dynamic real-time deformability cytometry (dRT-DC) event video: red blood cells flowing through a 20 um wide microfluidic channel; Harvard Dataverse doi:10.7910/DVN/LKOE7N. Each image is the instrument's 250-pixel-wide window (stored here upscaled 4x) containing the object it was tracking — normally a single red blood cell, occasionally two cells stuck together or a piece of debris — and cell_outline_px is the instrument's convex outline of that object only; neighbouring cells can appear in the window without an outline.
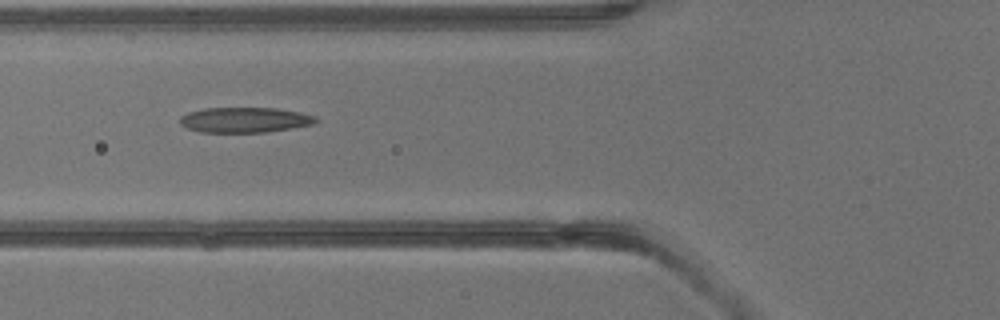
{"species": "common noctule bat (a hibernating species)", "species_latin": "Nyctalus noctula", "temperature_condition": "warm", "stored_images_in_passage": 4, "camera_frame_rate_fps": 3000, "um_per_image_px": 0.085, "animal": {"sex": "male", "body_mass_g": 13.3}, "frame": {"image": 1, "passage_image": 3, "time_ms": 2.333, "image_size_px": [1000, 320], "cell_outline_px": [[320, 120], [312, 124], [292, 128], [268, 132], [200, 132], [188, 128], [180, 124], [180, 116], [188, 112], [204, 108], [276, 108], [300, 112], [316, 116]], "centroid_in_image_um": [20.82, 10.19], "position_along_channel_um": 105.0, "area_um2": 20.06}}
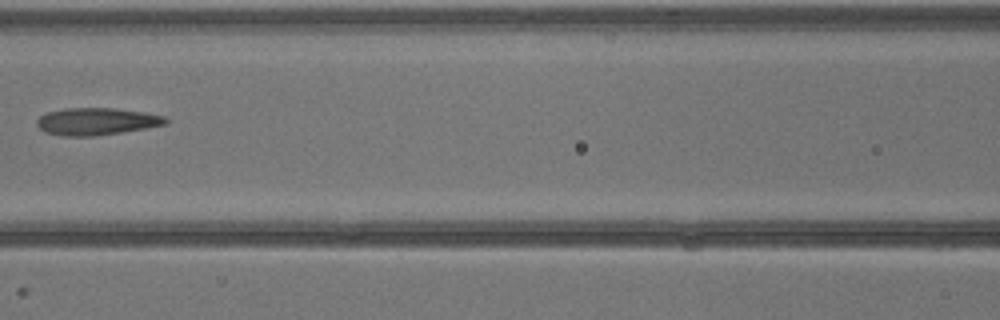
{"frame": {"image": 2, "passage_image": 4, "time_ms": 3.333, "image_size_px": [1000, 320], "cell_outline_px": [[168, 124], [148, 128], [92, 136], [64, 136], [44, 132], [36, 124], [36, 120], [40, 116], [48, 112], [64, 108], [116, 108], [164, 116], [168, 120]], "centroid_in_image_um": [8.19, 10.32], "position_along_channel_um": 158.4, "area_um2": 20.35}}